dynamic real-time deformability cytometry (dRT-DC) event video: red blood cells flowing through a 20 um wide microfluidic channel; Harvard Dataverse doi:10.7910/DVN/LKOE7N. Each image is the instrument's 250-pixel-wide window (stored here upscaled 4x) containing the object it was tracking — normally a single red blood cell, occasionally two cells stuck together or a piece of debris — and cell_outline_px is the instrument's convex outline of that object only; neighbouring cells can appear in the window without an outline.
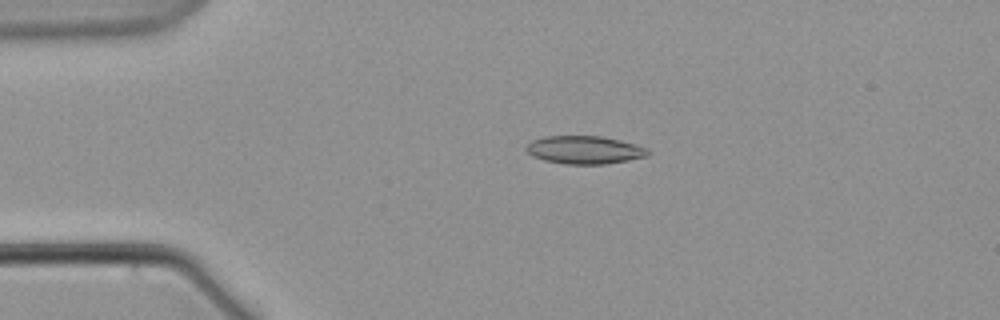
{"species": "common noctule bat (a hibernating species)", "species_latin": "Nyctalus noctula", "temperature_condition": "warm", "stored_images_in_passage": 58, "camera_frame_rate_fps": 3000, "um_per_image_px": 0.085, "animal": {"sex": "male", "body_mass_g": 21.5, "forearm_length_mm": 52.0}, "frame": {"image": 1, "passage_image": 12, "time_ms": 3.667, "image_size_px": [1000, 320], "cell_outline_px": [[648, 156], [628, 160], [604, 164], [564, 164], [544, 160], [532, 156], [524, 148], [532, 140], [544, 136], [600, 136], [620, 140], [636, 144], [648, 148]], "centroid_in_image_um": [49.67, 12.74], "position_along_channel_um": 35.3, "area_um2": 19.88}}
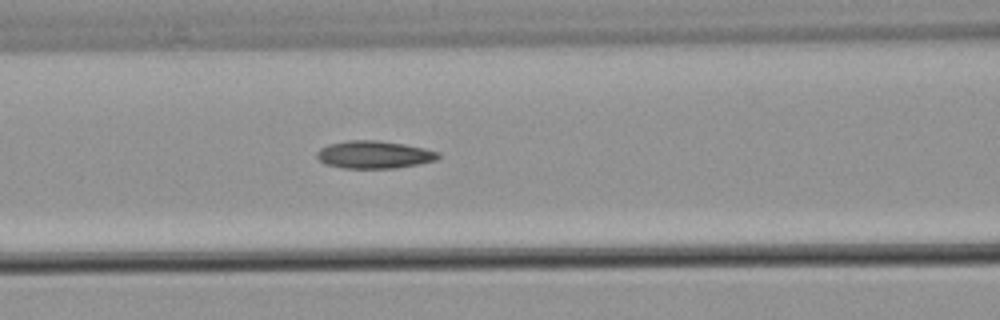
{"frame": {"image": 2, "passage_image": 24, "time_ms": 7.667, "image_size_px": [1000, 320], "cell_outline_px": [[440, 156], [436, 160], [396, 168], [344, 168], [324, 164], [316, 156], [316, 152], [320, 148], [328, 144], [348, 140], [380, 140], [404, 144], [424, 148], [440, 152]], "centroid_in_image_um": [31.78, 13.13], "position_along_channel_um": 134.8, "area_um2": 19.59}}
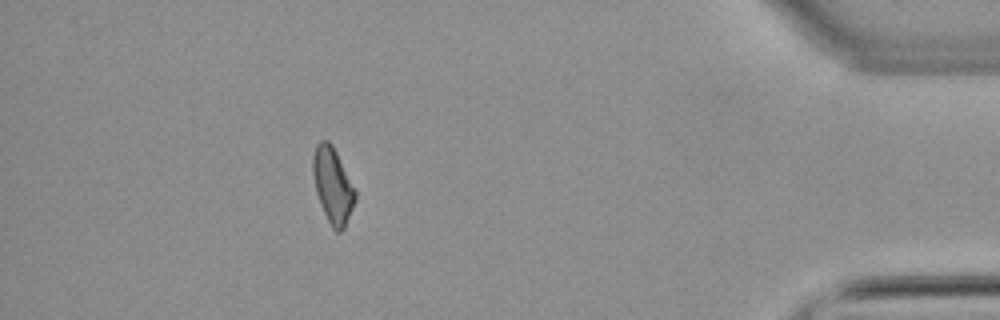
{"frame": {"image": 3, "passage_image": 52, "time_ms": 17.0, "image_size_px": [1000, 320], "cell_outline_px": [[356, 200], [344, 228], [340, 232], [336, 232], [332, 228], [320, 204], [316, 192], [312, 172], [312, 156], [316, 144], [320, 140], [328, 140], [332, 144], [356, 192]], "centroid_in_image_um": [28.26, 15.75], "position_along_channel_um": 406.9, "area_um2": 18.5}}